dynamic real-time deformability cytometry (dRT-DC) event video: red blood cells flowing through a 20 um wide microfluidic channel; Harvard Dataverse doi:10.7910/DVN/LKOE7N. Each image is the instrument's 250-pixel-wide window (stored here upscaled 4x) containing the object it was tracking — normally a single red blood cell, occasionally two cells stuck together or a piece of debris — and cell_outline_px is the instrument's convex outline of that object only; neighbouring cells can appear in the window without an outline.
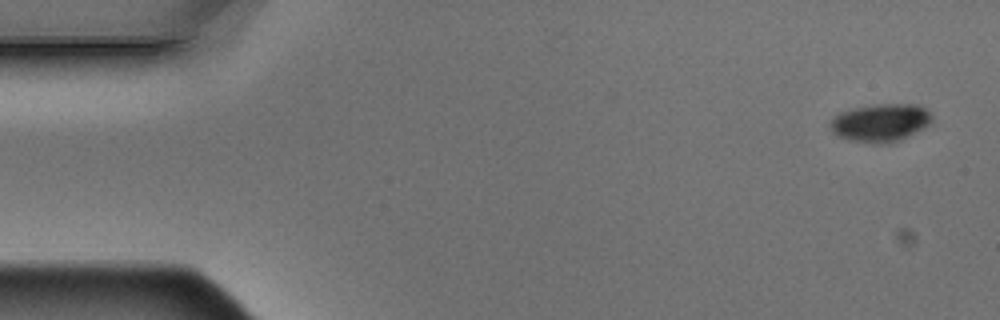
{"species": "Egyptian fruit bat (a non-hibernating species)", "species_latin": "Rousettus aegyptiacus", "temperature_condition": "warm", "stored_images_in_passage": 4, "camera_frame_rate_fps": 3000, "um_per_image_px": 0.085, "animal": {"sex": "male"}, "frame": {"image": 1, "passage_image": 1, "time_ms": 0.0, "image_size_px": [1000, 320], "cell_outline_px": [[932, 120], [924, 128], [892, 144], [876, 144], [848, 140], [836, 136], [832, 132], [828, 124], [832, 116], [840, 112], [872, 104], [920, 104], [928, 108], [932, 116]], "centroid_in_image_um": [74.83, 10.43], "position_along_channel_um": 10.2, "area_um2": 23.06}}
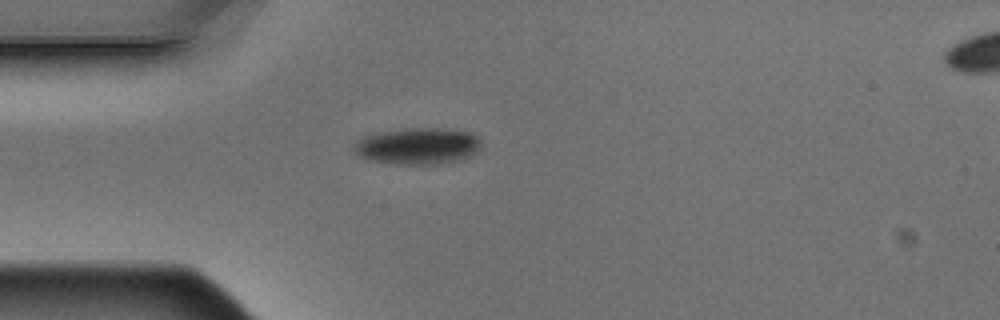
{"frame": {"image": 2, "passage_image": 4, "time_ms": 1.0, "image_size_px": [1000, 320], "cell_outline_px": [[480, 148], [472, 156], [440, 164], [392, 164], [368, 160], [356, 156], [352, 148], [352, 144], [360, 136], [380, 132], [412, 128], [440, 128], [472, 132], [480, 140]], "centroid_in_image_um": [35.44, 12.42], "position_along_channel_um": 49.6, "area_um2": 27.51}}